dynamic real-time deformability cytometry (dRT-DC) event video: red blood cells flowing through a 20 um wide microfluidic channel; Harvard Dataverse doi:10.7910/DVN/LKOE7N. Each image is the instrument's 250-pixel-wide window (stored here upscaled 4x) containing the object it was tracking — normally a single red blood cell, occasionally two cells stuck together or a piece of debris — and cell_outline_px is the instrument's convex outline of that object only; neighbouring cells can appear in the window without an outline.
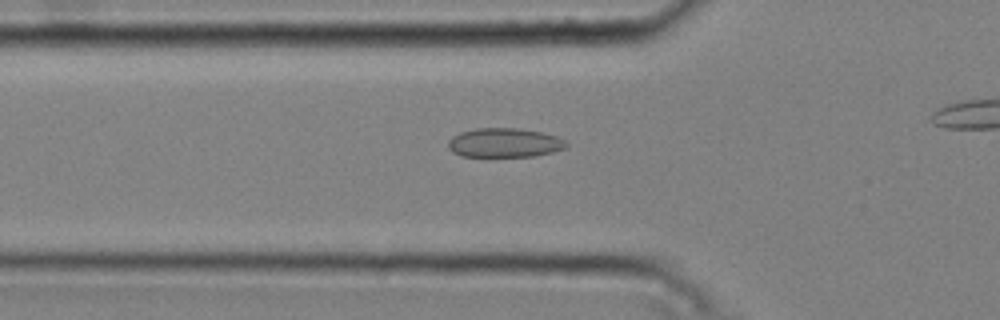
{"species": "common noctule bat (a hibernating species)", "species_latin": "Nyctalus noctula", "temperature_condition": "cold", "stored_images_in_passage": 43, "camera_frame_rate_fps": 3000, "um_per_image_px": 0.085, "animal": {"sex": "male", "body_mass_g": 20.4}, "frame": {"image": 1, "passage_image": 18, "time_ms": 5.667, "image_size_px": [1000, 320], "cell_outline_px": [[568, 144], [564, 148], [552, 152], [536, 156], [460, 156], [452, 152], [448, 148], [448, 140], [452, 136], [460, 132], [476, 128], [516, 128], [544, 132], [556, 136], [564, 140]], "centroid_in_image_um": [42.85, 12.13], "position_along_channel_um": 82.9, "area_um2": 20.17}}
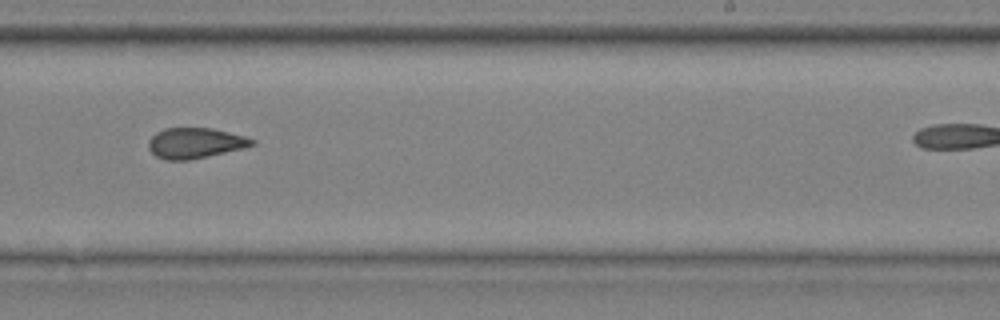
{"frame": {"image": 2, "passage_image": 33, "time_ms": 10.667, "image_size_px": [1000, 320], "cell_outline_px": [[256, 144], [244, 148], [208, 156], [188, 160], [164, 160], [156, 156], [148, 148], [148, 140], [156, 132], [164, 128], [212, 128], [244, 136], [256, 140]], "centroid_in_image_um": [16.58, 12.16], "position_along_channel_um": 272.4, "area_um2": 18.44}}
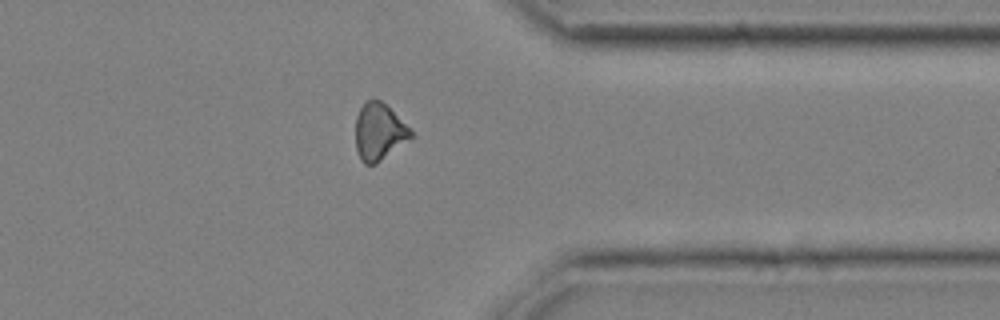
{"frame": {"image": 3, "passage_image": 42, "time_ms": 13.667, "image_size_px": [1000, 320], "cell_outline_px": [[416, 136], [376, 164], [364, 164], [360, 160], [356, 148], [356, 116], [364, 100], [380, 100]], "centroid_in_image_um": [32.21, 11.24], "position_along_channel_um": 379.2, "area_um2": 18.21}}